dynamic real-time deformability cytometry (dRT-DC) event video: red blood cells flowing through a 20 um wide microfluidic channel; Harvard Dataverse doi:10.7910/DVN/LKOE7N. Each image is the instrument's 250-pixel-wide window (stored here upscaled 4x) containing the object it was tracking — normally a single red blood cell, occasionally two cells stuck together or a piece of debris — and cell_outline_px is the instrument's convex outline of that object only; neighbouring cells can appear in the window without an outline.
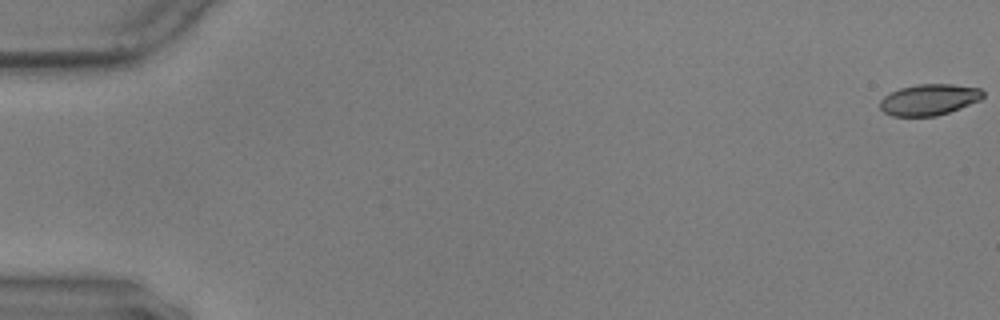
{"species": "common noctule bat (a hibernating species)", "species_latin": "Nyctalus noctula", "temperature_condition": "warm", "stored_images_in_passage": 58, "camera_frame_rate_fps": 3000, "um_per_image_px": 0.085, "animal": {"sex": "male", "body_mass_g": 17.9, "forearm_length_mm": 54.2}, "frame": {"image": 1, "passage_image": 1, "time_ms": 0.0, "image_size_px": [1000, 320], "cell_outline_px": [[984, 96], [980, 100], [960, 108], [936, 116], [892, 116], [884, 112], [880, 108], [880, 100], [888, 92], [900, 88], [916, 84], [952, 84], [980, 88], [984, 92]], "centroid_in_image_um": [78.96, 8.46], "position_along_channel_um": 6.0, "area_um2": 18.79}}
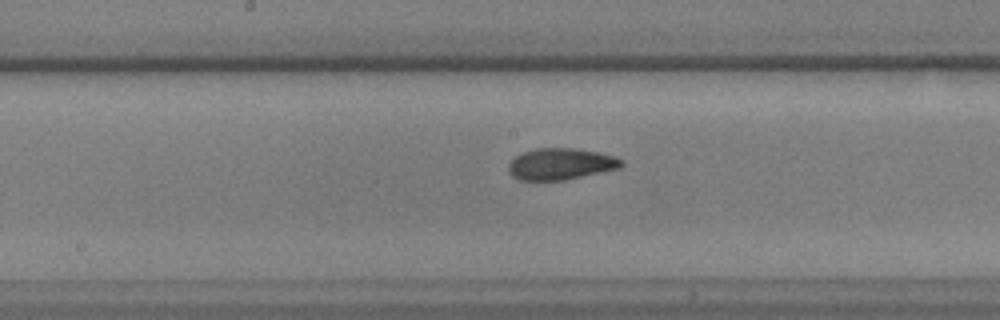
{"frame": {"image": 2, "passage_image": 31, "time_ms": 10.0, "image_size_px": [1000, 320], "cell_outline_px": [[624, 164], [620, 168], [564, 180], [520, 180], [512, 176], [508, 172], [508, 164], [516, 156], [524, 152], [536, 148], [576, 148], [616, 156], [624, 160]], "centroid_in_image_um": [47.68, 13.94], "position_along_channel_um": 200.5, "area_um2": 20.75}}
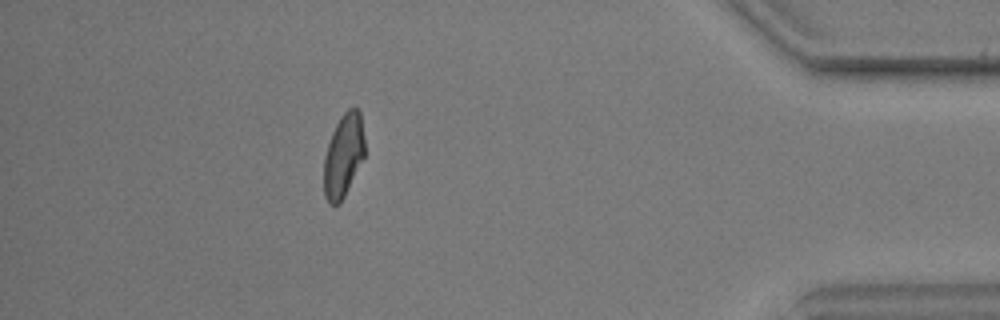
{"frame": {"image": 3, "passage_image": 52, "time_ms": 17.0, "image_size_px": [1000, 320], "cell_outline_px": [[364, 156], [340, 204], [328, 204], [324, 196], [324, 156], [332, 132], [340, 116], [348, 108], [356, 108], [360, 112], [364, 140]], "centroid_in_image_um": [29.17, 13.22], "position_along_channel_um": 406.0, "area_um2": 19.65}, "authors_computed_cell_mechanics": {"area_um2": 20.3456, "velocity_mm_per_s": 3.5586, "shape_relaxation_time_tau1_ms": 5.0812, "shape_relaxation_time_tau2_ms": 2.5178, "deformation_change_tau1": 0.161, "deformation_change_tau2": 0.0837}}